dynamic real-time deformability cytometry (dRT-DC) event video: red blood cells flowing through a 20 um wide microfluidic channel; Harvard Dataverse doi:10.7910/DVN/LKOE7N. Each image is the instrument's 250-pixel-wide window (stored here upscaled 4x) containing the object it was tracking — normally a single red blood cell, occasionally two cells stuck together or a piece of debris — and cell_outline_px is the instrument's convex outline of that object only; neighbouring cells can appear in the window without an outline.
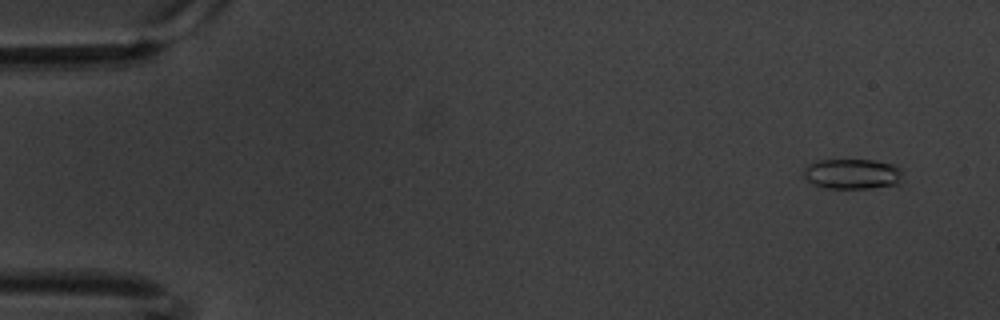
{"species": "common noctule bat (a hibernating species)", "species_latin": "Nyctalus noctula", "temperature_condition": "warm", "stored_images_in_passage": 62, "segment_of_instrument_passage": [1, 2], "camera_frame_rate_fps": 3000, "um_per_image_px": 0.085, "animal": {"sex": "male", "body_mass_g": 20.1, "forearm_length_mm": 53.5}, "frame": {"image": 1, "passage_image": 4, "time_ms": 1.0, "image_size_px": [1000, 320], "cell_outline_px": [[900, 176], [896, 184], [868, 188], [828, 188], [816, 184], [808, 180], [804, 176], [804, 168], [808, 164], [816, 160], [872, 160], [892, 164], [900, 168]], "centroid_in_image_um": [72.4, 14.76], "position_along_channel_um": 12.6, "area_um2": 17.05}}
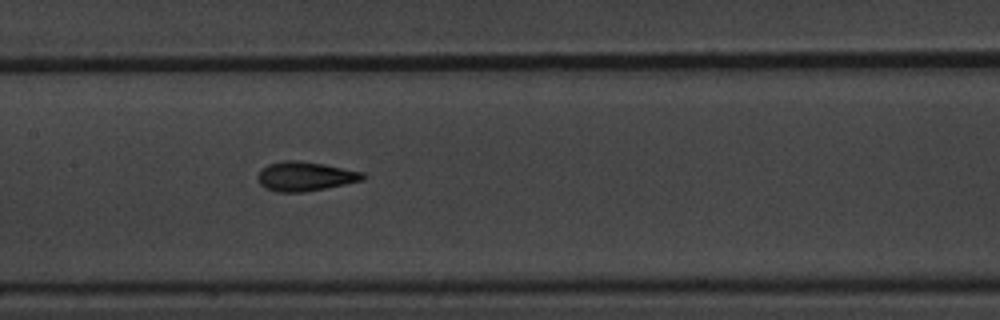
{"frame": {"image": 2, "passage_image": 30, "time_ms": 9.667, "image_size_px": [1000, 320], "cell_outline_px": [[368, 176], [364, 180], [304, 192], [276, 192], [264, 188], [260, 184], [256, 176], [268, 164], [284, 160], [296, 160], [324, 164], [364, 172]], "centroid_in_image_um": [25.95, 14.99], "position_along_channel_um": 181.5, "area_um2": 17.98}}
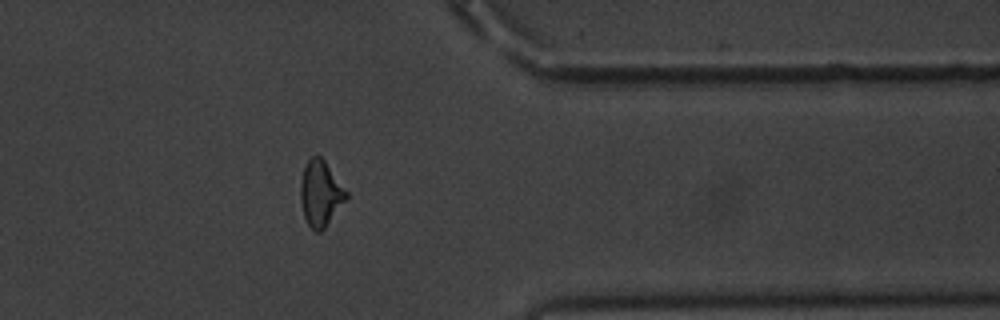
{"frame": {"image": 3, "passage_image": 49, "time_ms": 16.0, "image_size_px": [1000, 320], "cell_outline_px": [[348, 196], [324, 228], [320, 232], [316, 232], [308, 224], [304, 216], [300, 200], [300, 180], [304, 164], [312, 156], [320, 156], [324, 160], [348, 192]], "centroid_in_image_um": [27.22, 16.42], "position_along_channel_um": 384.2, "area_um2": 17.34}}